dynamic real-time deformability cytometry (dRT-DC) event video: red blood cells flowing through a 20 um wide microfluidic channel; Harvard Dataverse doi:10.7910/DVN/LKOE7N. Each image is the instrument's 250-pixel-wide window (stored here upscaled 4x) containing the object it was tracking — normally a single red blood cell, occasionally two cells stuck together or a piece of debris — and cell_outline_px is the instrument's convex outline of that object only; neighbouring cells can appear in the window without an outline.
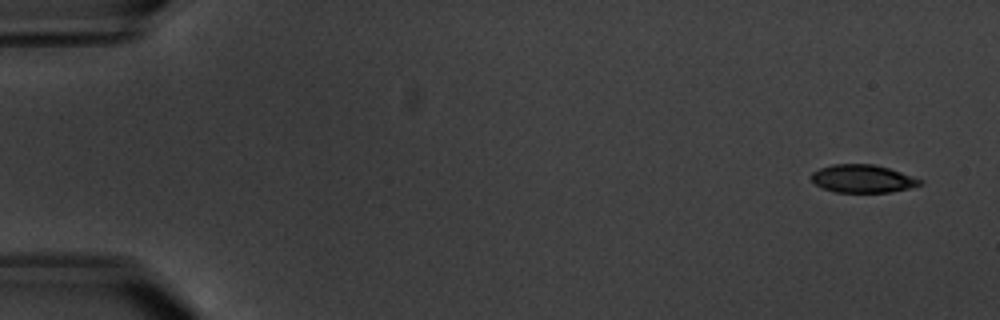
{"species": "common noctule bat (a hibernating species)", "species_latin": "Nyctalus noctula", "temperature_condition": "warm", "stored_images_in_passage": 5, "camera_frame_rate_fps": 3000, "um_per_image_px": 0.085, "animal": {"sex": "male", "body_mass_g": 20.1, "forearm_length_mm": 53.5}, "frame": {"image": 1, "passage_image": 1, "time_ms": 0.0, "image_size_px": [1000, 320], "cell_outline_px": [[924, 180], [920, 184], [908, 188], [888, 192], [836, 192], [824, 188], [816, 184], [812, 180], [812, 172], [820, 168], [832, 164], [872, 164], [888, 168]], "centroid_in_image_um": [73.31, 15.18], "position_along_channel_um": 11.7, "area_um2": 17.4}}
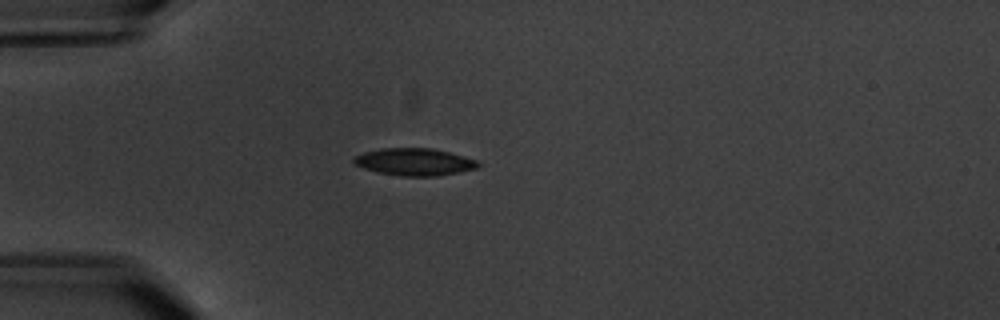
{"frame": {"image": 2, "passage_image": 5, "time_ms": 4.667, "image_size_px": [1000, 320], "cell_outline_px": [[480, 164], [476, 168], [436, 176], [400, 176], [376, 172], [352, 164], [352, 156], [364, 152], [384, 148], [432, 148], [464, 156], [476, 160]], "centroid_in_image_um": [35.15, 13.76], "position_along_channel_um": 49.9, "area_um2": 19.71}}